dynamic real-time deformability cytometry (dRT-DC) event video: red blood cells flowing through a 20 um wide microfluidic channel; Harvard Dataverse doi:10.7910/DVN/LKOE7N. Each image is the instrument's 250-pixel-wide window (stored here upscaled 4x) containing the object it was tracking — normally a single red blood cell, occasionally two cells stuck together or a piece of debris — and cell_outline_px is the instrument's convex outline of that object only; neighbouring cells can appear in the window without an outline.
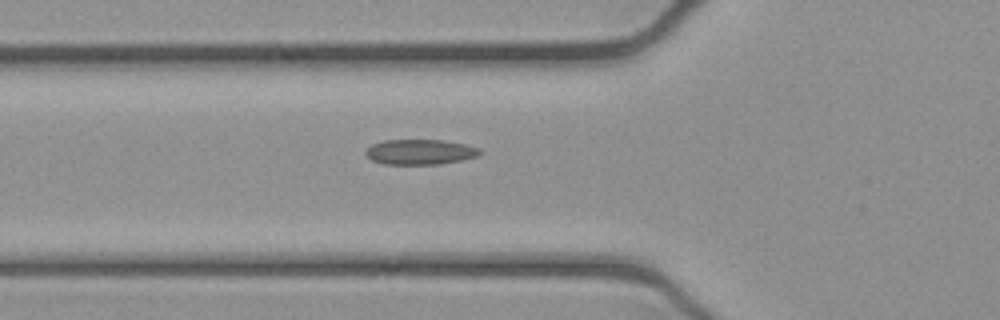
{"species": "common noctule bat (a hibernating species)", "species_latin": "Nyctalus noctula", "temperature_condition": "cold", "stored_images_in_passage": 37, "segment_of_instrument_passage": [1, 2], "camera_frame_rate_fps": 3000, "um_per_image_px": 0.085, "animal": {"sex": "female", "body_mass_g": 21.9}, "frame": {"image": 1, "passage_image": 2, "time_ms": 0.333, "image_size_px": [1000, 320], "cell_outline_px": [[484, 152], [476, 156], [460, 160], [440, 164], [384, 164], [372, 160], [364, 152], [372, 144], [384, 140], [444, 140], [464, 144], [480, 148]], "centroid_in_image_um": [35.72, 12.91], "position_along_channel_um": 90.1, "area_um2": 16.7}}
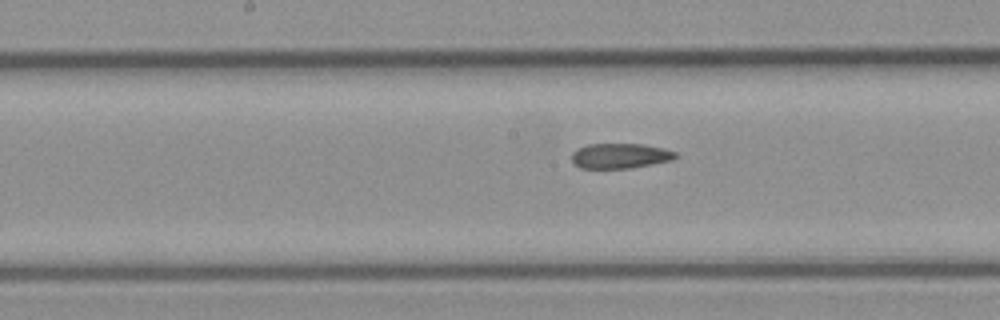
{"frame": {"image": 2, "passage_image": 10, "time_ms": 3.0, "image_size_px": [1000, 320], "cell_outline_px": [[680, 156], [672, 160], [652, 164], [628, 168], [580, 168], [572, 164], [572, 152], [576, 148], [588, 144], [644, 144], [664, 148], [676, 152]], "centroid_in_image_um": [52.7, 13.24], "position_along_channel_um": 195.5, "area_um2": 15.37}}
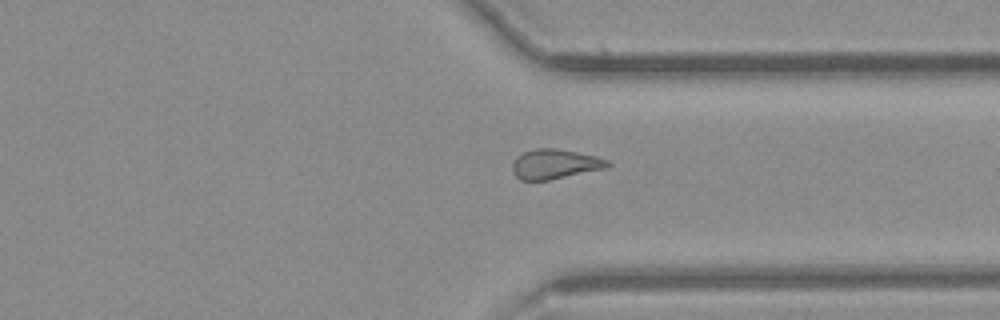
{"frame": {"image": 3, "passage_image": 23, "time_ms": 7.333, "image_size_px": [1000, 320], "cell_outline_px": [[612, 164], [604, 168], [548, 180], [520, 180], [512, 172], [512, 164], [516, 156], [524, 152], [536, 148], [556, 148], [596, 156], [608, 160]], "centroid_in_image_um": [47.13, 13.94], "position_along_channel_um": 364.3, "area_um2": 16.36}}